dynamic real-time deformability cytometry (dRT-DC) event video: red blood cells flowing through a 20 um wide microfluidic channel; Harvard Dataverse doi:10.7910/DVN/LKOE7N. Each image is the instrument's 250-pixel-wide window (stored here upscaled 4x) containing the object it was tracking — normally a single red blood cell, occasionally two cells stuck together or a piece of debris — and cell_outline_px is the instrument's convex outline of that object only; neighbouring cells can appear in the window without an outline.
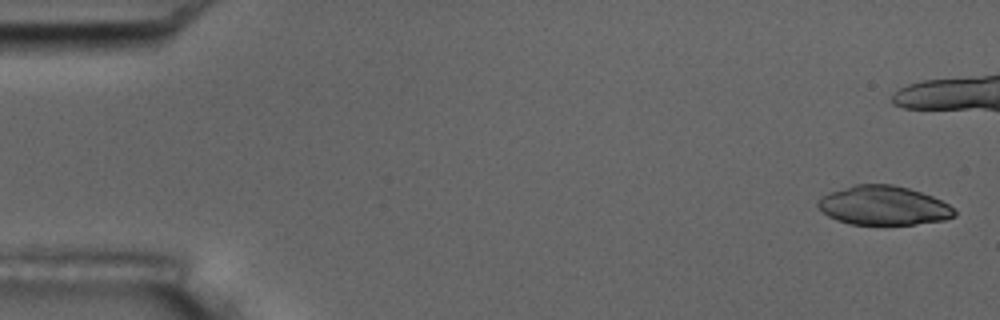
{"species": "common noctule bat (a hibernating species)", "species_latin": "Nyctalus noctula", "temperature_condition": "room temperature", "stored_images_in_passage": 8, "camera_frame_rate_fps": 3000, "um_per_image_px": 0.085, "animal": {"sex": "male", "body_mass_g": 17.5, "forearm_length_mm": 52.3}, "frame": {"image": 1, "passage_image": 1, "time_ms": 0.0, "image_size_px": [1000, 320], "cell_outline_px": [[956, 216], [944, 220], [916, 224], [848, 224], [836, 220], [828, 216], [816, 204], [820, 196], [856, 184], [892, 184], [908, 188], [932, 196], [948, 204], [956, 212]], "centroid_in_image_um": [75.09, 17.47], "position_along_channel_um": 9.9, "area_um2": 30.92}}